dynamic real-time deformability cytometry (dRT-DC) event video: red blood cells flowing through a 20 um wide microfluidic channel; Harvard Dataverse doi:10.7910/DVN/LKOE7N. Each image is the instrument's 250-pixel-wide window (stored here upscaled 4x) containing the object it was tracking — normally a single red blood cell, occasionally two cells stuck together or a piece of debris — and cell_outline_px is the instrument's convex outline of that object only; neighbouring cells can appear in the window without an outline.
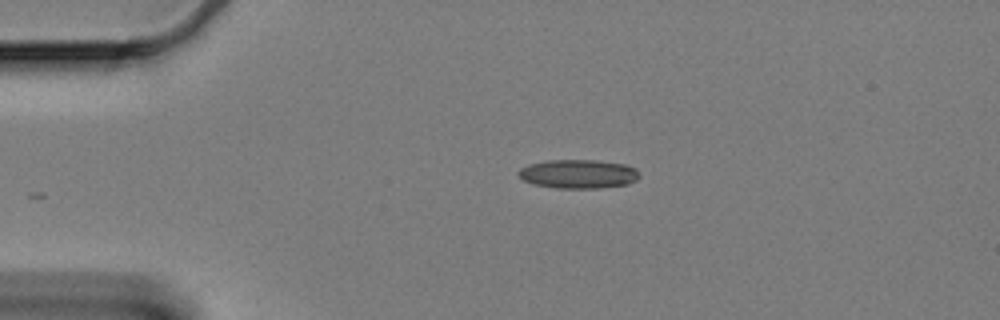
{"species": "Egyptian fruit bat (a non-hibernating species)", "species_latin": "Rousettus aegyptiacus", "temperature_condition": "cold", "stored_images_in_passage": 36, "camera_frame_rate_fps": 3000, "um_per_image_px": 0.085, "animal": {"sex": "female"}, "frame": {"image": 1, "passage_image": 1, "time_ms": 0.0, "image_size_px": [1000, 320], "cell_outline_px": [[640, 176], [636, 180], [628, 184], [596, 188], [556, 188], [532, 184], [524, 180], [516, 172], [520, 168], [528, 164], [548, 160], [596, 160], [628, 164], [636, 168], [640, 172]], "centroid_in_image_um": [49.18, 14.78], "position_along_channel_um": 35.8, "area_um2": 20.58}}
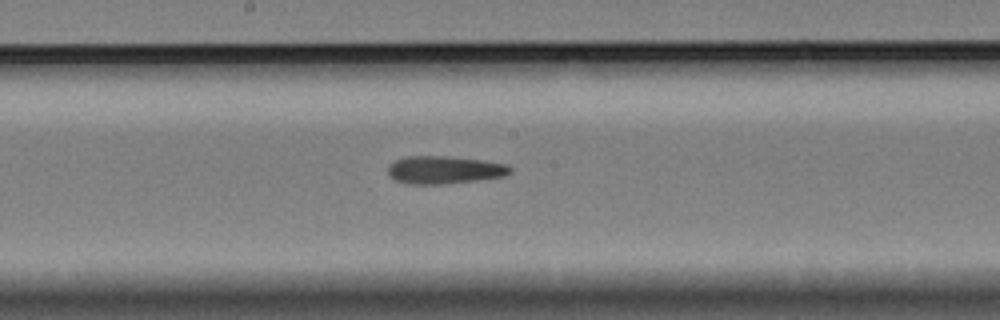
{"frame": {"image": 2, "passage_image": 20, "time_ms": 6.333, "image_size_px": [1000, 320], "cell_outline_px": [[512, 172], [504, 176], [476, 180], [444, 184], [408, 184], [396, 180], [388, 172], [388, 164], [396, 160], [408, 156], [444, 156], [484, 160], [508, 164], [512, 168]], "centroid_in_image_um": [37.8, 14.43], "position_along_channel_um": 210.4, "area_um2": 19.77}}
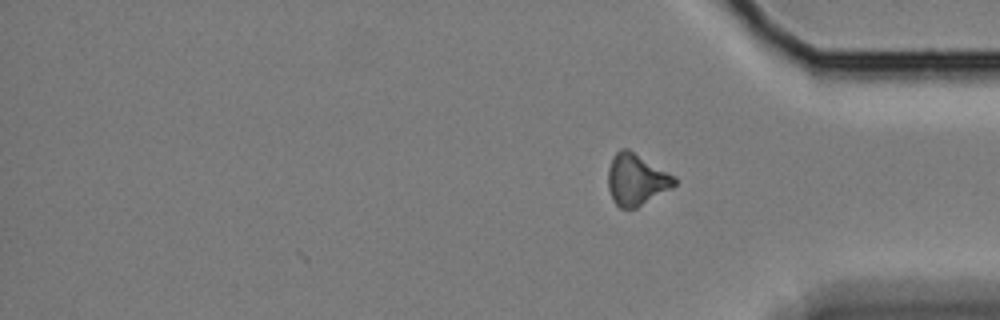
{"frame": {"image": 3, "passage_image": 36, "time_ms": 11.667, "image_size_px": [1000, 320], "cell_outline_px": [[676, 184], [672, 188], [636, 208], [620, 208], [612, 200], [608, 188], [608, 168], [612, 156], [620, 148], [628, 148], [676, 176]], "centroid_in_image_um": [54.08, 15.25], "position_along_channel_um": 381.1, "area_um2": 20.11}, "authors_computed_cell_mechanics": {"area_um2": 19.7098, "velocity_mm_per_s": 3.3336, "shape_relaxation_time_tau1_ms": null, "shape_relaxation_time_tau2_ms": 5.3188, "deformation_change_tau1": null, "deformation_change_tau2": 0.1522}}